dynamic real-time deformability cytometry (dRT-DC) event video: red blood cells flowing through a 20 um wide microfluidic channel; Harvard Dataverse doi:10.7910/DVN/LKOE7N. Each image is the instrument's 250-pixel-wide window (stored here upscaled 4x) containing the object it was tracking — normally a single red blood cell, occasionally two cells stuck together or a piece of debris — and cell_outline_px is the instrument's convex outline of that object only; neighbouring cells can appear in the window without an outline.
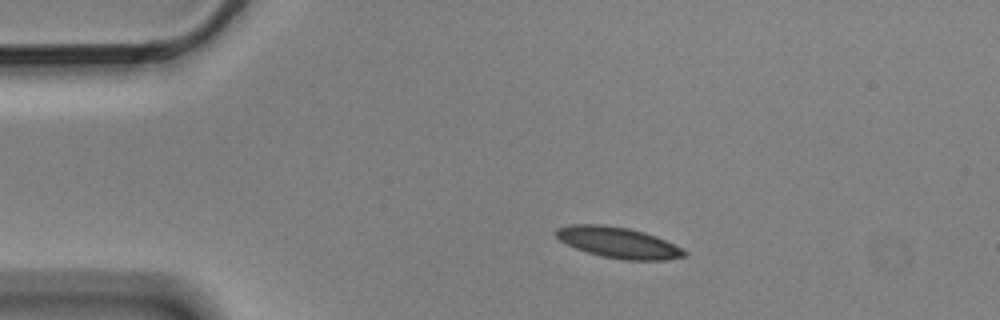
{"species": "Egyptian fruit bat (a non-hibernating species)", "species_latin": "Rousettus aegyptiacus", "temperature_condition": "cold", "stored_images_in_passage": 11, "camera_frame_rate_fps": 3000, "um_per_image_px": 0.085, "animal": {"sex": "male"}, "frame": {"image": 1, "passage_image": 1, "time_ms": 0.0, "image_size_px": [1000, 320], "cell_outline_px": [[688, 256], [668, 260], [624, 260], [600, 256], [576, 248], [560, 240], [552, 232], [556, 228], [572, 224], [600, 224], [628, 228], [644, 232], [656, 236], [688, 252]], "centroid_in_image_um": [52.54, 20.62], "position_along_channel_um": 32.5, "area_um2": 23.12}}
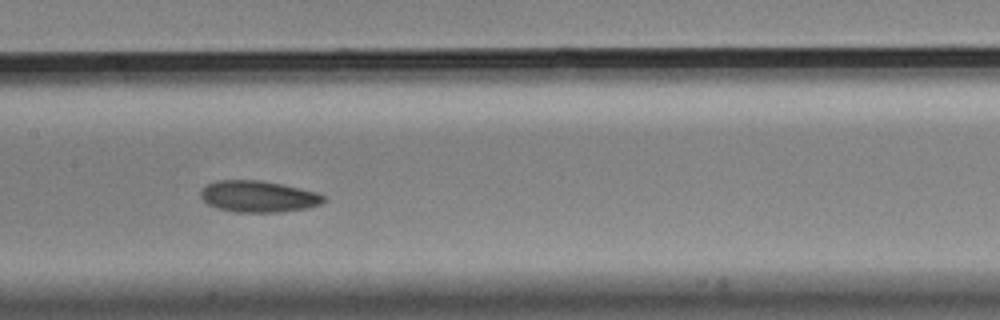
{"frame": {"image": 2, "passage_image": 6, "time_ms": 1.667, "image_size_px": [1000, 320], "cell_outline_px": [[324, 200], [320, 204], [308, 208], [280, 212], [236, 212], [216, 208], [208, 204], [200, 196], [200, 188], [216, 180], [260, 180], [280, 184], [316, 192], [324, 196]], "centroid_in_image_um": [21.91, 16.7], "position_along_channel_um": 185.5, "area_um2": 22.48}}
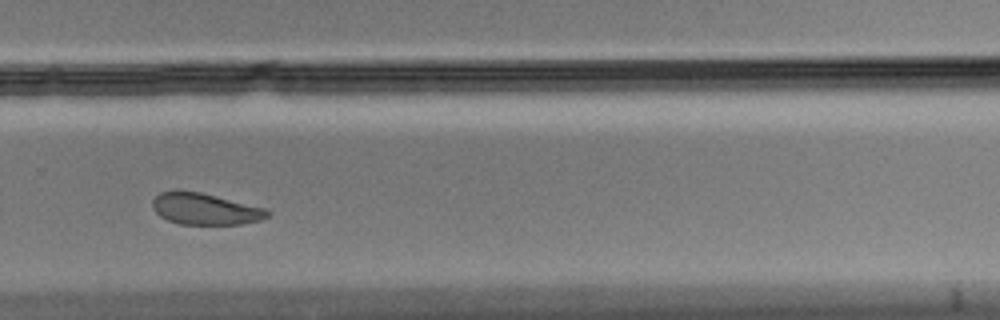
{"frame": {"image": 3, "passage_image": 9, "time_ms": 2.667, "image_size_px": [1000, 320], "cell_outline_px": [[272, 212], [268, 216], [260, 220], [240, 224], [180, 224], [168, 220], [160, 216], [152, 208], [152, 200], [160, 192], [200, 192], [264, 208]], "centroid_in_image_um": [17.43, 17.78], "position_along_channel_um": 312.4, "area_um2": 20.63}}